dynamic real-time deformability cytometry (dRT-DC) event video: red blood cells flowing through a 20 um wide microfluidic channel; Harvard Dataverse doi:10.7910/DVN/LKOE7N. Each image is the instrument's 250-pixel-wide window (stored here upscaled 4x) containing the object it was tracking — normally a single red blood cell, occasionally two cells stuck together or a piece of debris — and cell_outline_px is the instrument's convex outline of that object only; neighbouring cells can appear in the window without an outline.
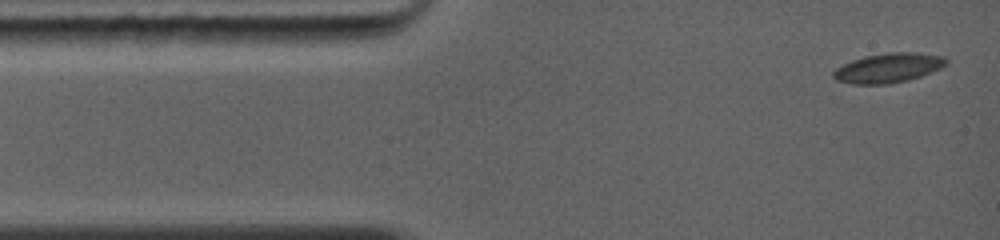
{"species": "common noctule bat (a hibernating species)", "species_latin": "Nyctalus noctula", "temperature_condition": "warm", "stored_images_in_passage": 11, "camera_frame_rate_fps": 5000, "um_per_image_px": 0.085, "animal": {"sex": "female", "body_mass_g": 19.0, "forearm_length_mm": 56.7}, "frame": {"image": 1, "passage_image": 1, "time_ms": 0.0, "image_size_px": [1000, 240], "cell_outline_px": [[948, 64], [940, 68], [920, 76], [908, 80], [888, 84], [852, 84], [836, 80], [832, 76], [832, 72], [836, 68], [852, 60], [864, 56], [888, 52], [916, 52], [944, 56], [948, 60]], "centroid_in_image_um": [75.51, 5.76], "position_along_channel_um": 9.5, "area_um2": 19.48}}
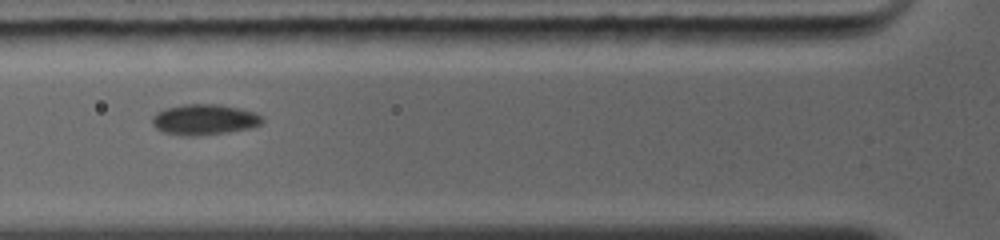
{"frame": {"image": 2, "passage_image": 7, "time_ms": 3.8, "image_size_px": [1000, 240], "cell_outline_px": [[264, 120], [260, 124], [248, 128], [228, 132], [200, 136], [180, 136], [164, 132], [156, 128], [152, 124], [152, 116], [156, 112], [164, 108], [184, 104], [220, 104], [240, 108], [256, 112]], "centroid_in_image_um": [17.33, 10.16], "position_along_channel_um": 108.5, "area_um2": 19.88}}
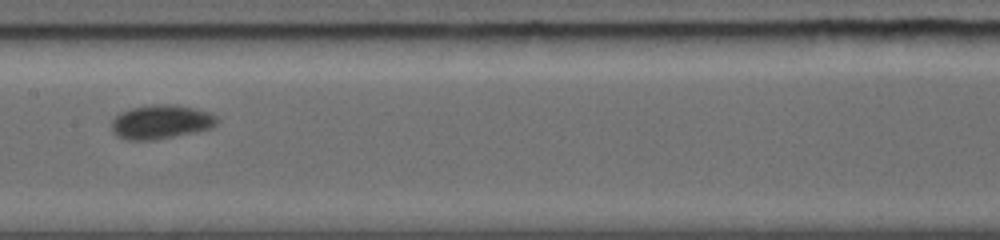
{"frame": {"image": 3, "passage_image": 10, "time_ms": 5.8, "image_size_px": [1000, 240], "cell_outline_px": [[220, 120], [212, 128], [196, 132], [156, 140], [124, 140], [116, 136], [112, 132], [112, 120], [120, 112], [132, 108], [152, 104], [176, 104], [196, 108], [208, 112], [216, 116]], "centroid_in_image_um": [13.69, 10.37], "position_along_channel_um": 193.7, "area_um2": 21.27}}